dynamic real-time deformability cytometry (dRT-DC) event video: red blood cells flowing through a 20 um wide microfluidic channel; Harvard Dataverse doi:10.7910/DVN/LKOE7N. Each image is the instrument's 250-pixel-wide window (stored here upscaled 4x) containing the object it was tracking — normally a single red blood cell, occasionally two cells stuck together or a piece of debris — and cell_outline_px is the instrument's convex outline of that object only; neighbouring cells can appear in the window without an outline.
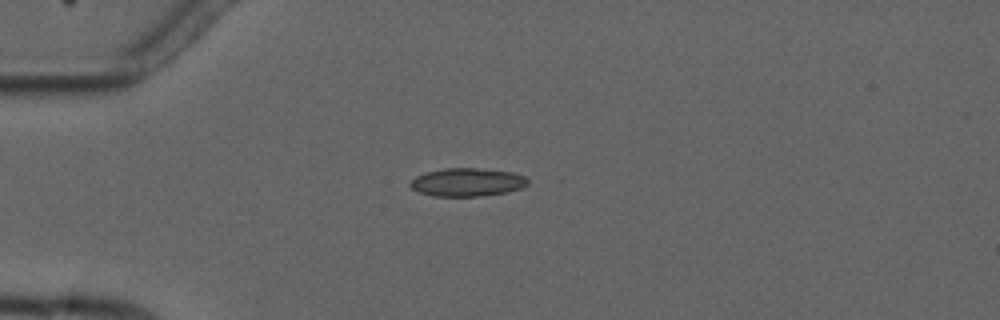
{"species": "common noctule bat (a hibernating species)", "species_latin": "Nyctalus noctula", "temperature_condition": "cold", "stored_images_in_passage": 5, "camera_frame_rate_fps": 3000, "um_per_image_px": 0.085, "animal": {"sex": "male", "forearm_length_mm": 52.5}, "frame": {"image": 1, "passage_image": 4, "time_ms": 4.0, "image_size_px": [1000, 320], "cell_outline_px": [[528, 184], [520, 188], [508, 192], [476, 196], [432, 196], [416, 192], [408, 184], [416, 176], [428, 172], [444, 168], [476, 168], [512, 172], [524, 176], [528, 180]], "centroid_in_image_um": [39.68, 15.49], "position_along_channel_um": 45.3, "area_um2": 19.25}}